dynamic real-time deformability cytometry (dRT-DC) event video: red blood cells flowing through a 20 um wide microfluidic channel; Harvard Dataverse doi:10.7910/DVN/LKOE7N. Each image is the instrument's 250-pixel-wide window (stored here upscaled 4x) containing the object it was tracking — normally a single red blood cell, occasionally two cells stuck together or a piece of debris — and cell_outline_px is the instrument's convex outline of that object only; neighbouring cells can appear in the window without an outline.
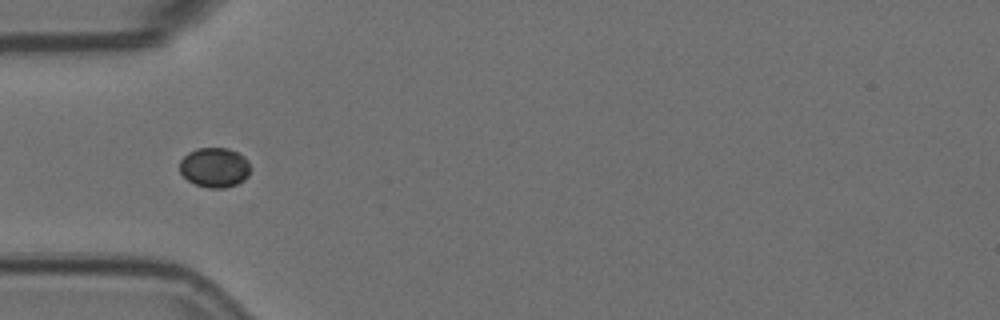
{"species": "Egyptian fruit bat (a non-hibernating species)", "species_latin": "Rousettus aegyptiacus", "temperature_condition": "room temperature", "stored_images_in_passage": 29, "camera_frame_rate_fps": 3000, "um_per_image_px": 0.085, "animal": {"sex": "female"}, "frame": {"image": 1, "passage_image": 5, "time_ms": 1.333, "image_size_px": [1000, 320], "cell_outline_px": [[252, 168], [248, 176], [244, 180], [236, 184], [224, 188], [208, 188], [196, 184], [188, 180], [180, 172], [180, 160], [188, 152], [196, 148], [228, 148], [244, 156], [248, 160]], "centroid_in_image_um": [18.26, 14.23], "position_along_channel_um": 66.7, "area_um2": 16.53}}